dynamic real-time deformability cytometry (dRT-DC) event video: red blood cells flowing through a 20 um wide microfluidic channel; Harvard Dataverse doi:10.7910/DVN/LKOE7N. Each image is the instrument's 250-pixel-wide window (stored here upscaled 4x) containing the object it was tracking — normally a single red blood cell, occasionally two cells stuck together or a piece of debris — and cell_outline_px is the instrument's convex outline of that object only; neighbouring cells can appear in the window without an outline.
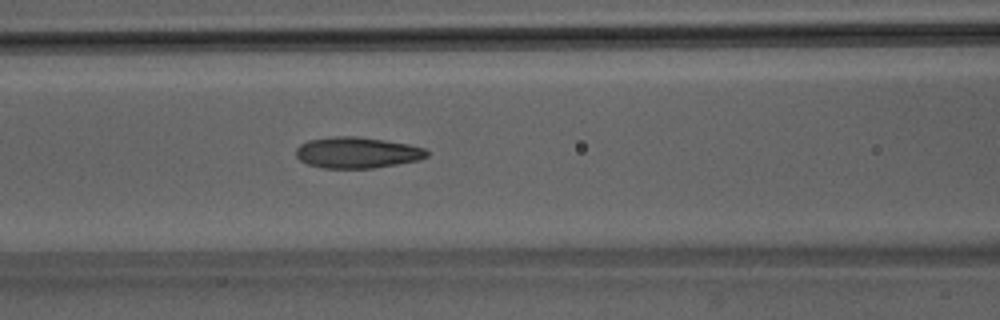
{"species": "Egyptian fruit bat (a non-hibernating species)", "species_latin": "Rousettus aegyptiacus", "temperature_condition": "room temperature", "stored_images_in_passage": 49, "camera_frame_rate_fps": 3000, "um_per_image_px": 0.085, "animal": {"sex": "male"}, "frame": {"image": 1, "passage_image": 20, "time_ms": 6.333, "image_size_px": [1000, 320], "cell_outline_px": [[428, 156], [420, 160], [372, 168], [324, 168], [308, 164], [300, 160], [296, 156], [296, 148], [300, 144], [308, 140], [332, 136], [356, 136], [384, 140], [408, 144], [424, 148], [428, 152]], "centroid_in_image_um": [30.34, 12.96], "position_along_channel_um": 136.3, "area_um2": 23.7}}
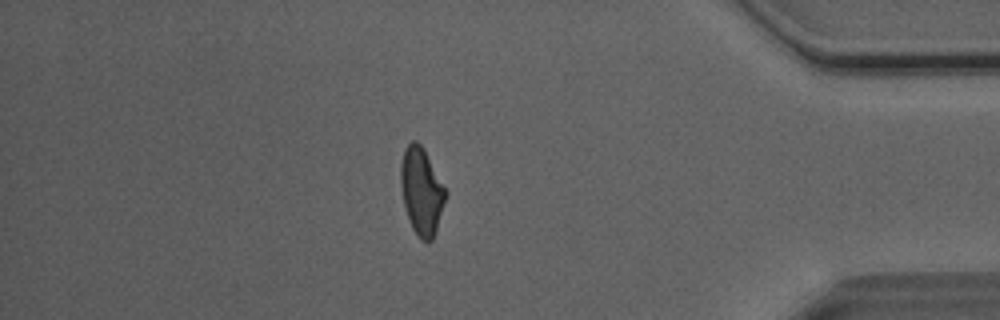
{"frame": {"image": 2, "passage_image": 42, "time_ms": 13.667, "image_size_px": [1000, 320], "cell_outline_px": [[448, 192], [432, 240], [428, 244], [420, 240], [412, 228], [404, 204], [400, 184], [400, 164], [404, 148], [412, 140], [416, 140], [420, 144]], "centroid_in_image_um": [35.81, 16.26], "position_along_channel_um": 399.4, "area_um2": 22.6}}
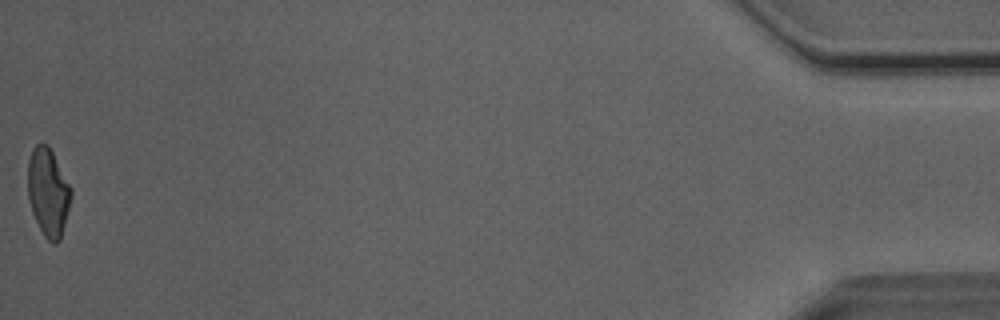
{"frame": {"image": 3, "passage_image": 49, "time_ms": 16.0, "image_size_px": [1000, 320], "cell_outline_px": [[72, 196], [60, 240], [56, 244], [52, 244], [44, 236], [32, 212], [28, 200], [28, 160], [32, 148], [40, 140], [48, 144], [72, 188]], "centroid_in_image_um": [4.09, 16.3], "position_along_channel_um": 431.1, "area_um2": 22.43}, "authors_computed_cell_mechanics": {"area_um2": 23.409, "velocity_mm_per_s": 4.0813, "shape_relaxation_time_tau1_ms": 9.1842, "shape_relaxation_time_tau2_ms": 1.7065, "deformation_change_tau1": 0.2388, "deformation_change_tau2": 0.0965}}